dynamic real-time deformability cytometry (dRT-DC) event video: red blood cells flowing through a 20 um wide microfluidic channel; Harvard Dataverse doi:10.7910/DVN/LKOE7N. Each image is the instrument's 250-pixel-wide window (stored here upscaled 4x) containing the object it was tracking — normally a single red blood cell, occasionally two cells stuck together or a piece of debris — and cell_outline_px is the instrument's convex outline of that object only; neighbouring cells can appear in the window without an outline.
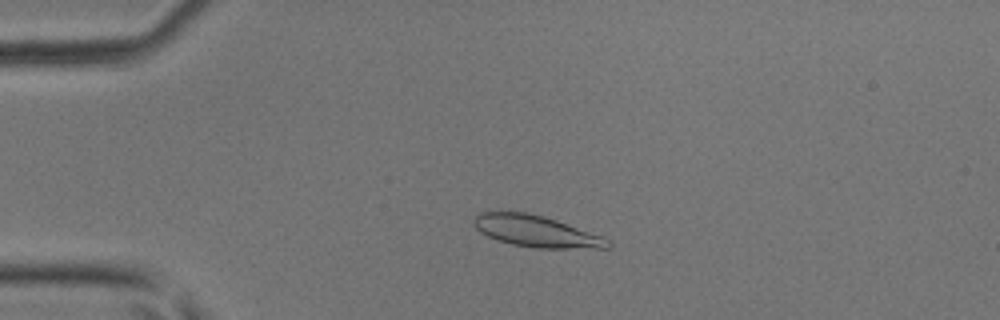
{"species": "common noctule bat (a hibernating species)", "species_latin": "Nyctalus noctula", "temperature_condition": "room temperature", "stored_images_in_passage": 45, "camera_frame_rate_fps": 3000, "um_per_image_px": 0.085, "animal": {"sex": "male", "body_mass_g": 17.9, "forearm_length_mm": 54.2}, "frame": {"image": 1, "passage_image": 10, "time_ms": 3.0, "image_size_px": [1000, 320], "cell_outline_px": [[612, 248], [536, 248], [512, 244], [496, 240], [480, 232], [472, 224], [472, 220], [480, 212], [528, 212], [544, 216], [604, 236], [612, 244]], "centroid_in_image_um": [45.58, 19.66], "position_along_channel_um": 39.4, "area_um2": 24.68}}
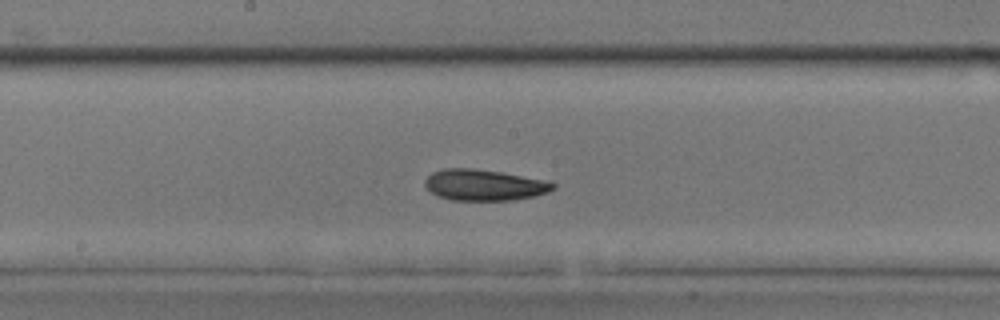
{"frame": {"image": 2, "passage_image": 24, "time_ms": 7.667, "image_size_px": [1000, 320], "cell_outline_px": [[556, 188], [548, 192], [536, 196], [512, 200], [452, 200], [436, 196], [424, 184], [424, 180], [432, 172], [444, 168], [472, 168], [500, 172], [540, 180], [556, 184]], "centroid_in_image_um": [41.11, 15.73], "position_along_channel_um": 207.1, "area_um2": 23.0}}
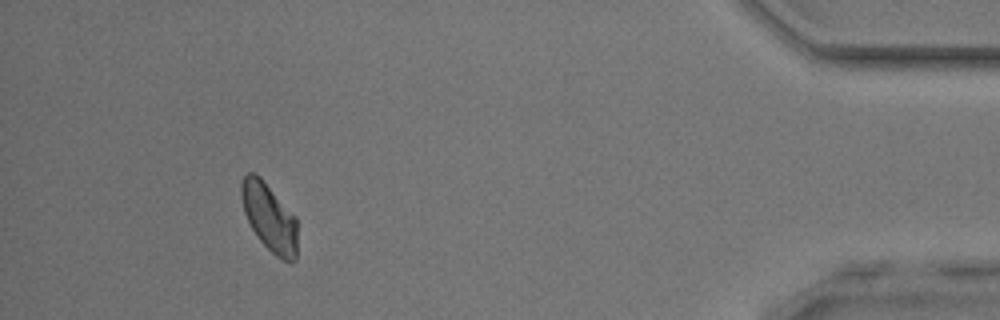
{"frame": {"image": 3, "passage_image": 42, "time_ms": 13.667, "image_size_px": [1000, 320], "cell_outline_px": [[296, 260], [292, 264], [276, 256], [256, 236], [244, 212], [240, 196], [240, 184], [244, 176], [248, 172], [252, 172], [260, 176], [296, 216]], "centroid_in_image_um": [22.88, 18.45], "position_along_channel_um": 412.3, "area_um2": 22.25}}